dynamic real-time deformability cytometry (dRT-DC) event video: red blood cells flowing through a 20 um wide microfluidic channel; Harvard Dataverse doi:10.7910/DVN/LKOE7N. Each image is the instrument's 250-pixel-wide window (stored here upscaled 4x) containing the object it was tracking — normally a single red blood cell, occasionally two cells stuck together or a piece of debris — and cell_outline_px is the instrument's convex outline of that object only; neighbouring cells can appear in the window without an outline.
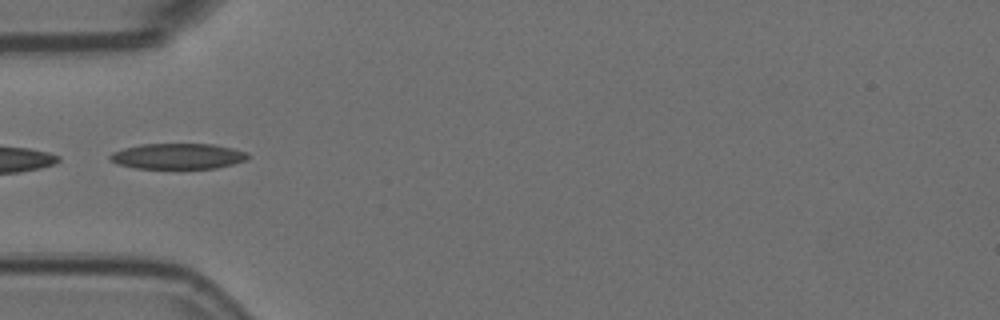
{"species": "Egyptian fruit bat (a non-hibernating species)", "species_latin": "Rousettus aegyptiacus", "temperature_condition": "room temperature", "stored_images_in_passage": 5, "camera_frame_rate_fps": 3000, "um_per_image_px": 0.085, "animal": {"sex": "female"}, "frame": {"image": 1, "passage_image": 5, "time_ms": 1.333, "image_size_px": [1000, 320], "cell_outline_px": [[248, 156], [244, 160], [232, 164], [216, 168], [136, 168], [116, 164], [108, 160], [108, 156], [112, 152], [124, 148], [140, 144], [212, 144], [232, 148], [248, 152]], "centroid_in_image_um": [15.05, 13.27], "position_along_channel_um": 69.9, "area_um2": 20.58}}